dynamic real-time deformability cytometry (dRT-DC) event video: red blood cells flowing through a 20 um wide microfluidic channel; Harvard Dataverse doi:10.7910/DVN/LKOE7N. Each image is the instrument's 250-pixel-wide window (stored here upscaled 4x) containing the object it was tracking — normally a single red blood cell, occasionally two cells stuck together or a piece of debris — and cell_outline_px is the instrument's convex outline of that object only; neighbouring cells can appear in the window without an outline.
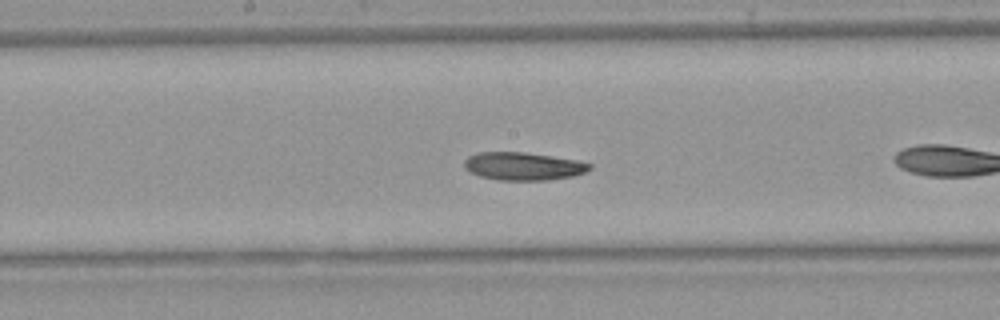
{"species": "Egyptian fruit bat (a non-hibernating species)", "species_latin": "Rousettus aegyptiacus", "temperature_condition": "warm", "stored_images_in_passage": 38, "camera_frame_rate_fps": 3000, "um_per_image_px": 0.085, "animal": {"sex": "female"}, "frame": {"image": 1, "passage_image": 12, "time_ms": 3.667, "image_size_px": [1000, 320], "cell_outline_px": [[592, 168], [584, 172], [572, 176], [548, 180], [500, 180], [480, 176], [464, 168], [464, 160], [468, 156], [476, 152], [524, 152], [552, 156], [576, 160], [592, 164]], "centroid_in_image_um": [44.46, 14.12], "position_along_channel_um": 203.7, "area_um2": 20.35}, "authors_computed_cell_mechanics": {"area_um2": 20.5768, "velocity_mm_per_s": 3.8512, "shape_relaxation_time_tau1_ms": null, "shape_relaxation_time_tau2_ms": 10.6326, "deformation_change_tau1": null, "deformation_change_tau2": 0.1762}}